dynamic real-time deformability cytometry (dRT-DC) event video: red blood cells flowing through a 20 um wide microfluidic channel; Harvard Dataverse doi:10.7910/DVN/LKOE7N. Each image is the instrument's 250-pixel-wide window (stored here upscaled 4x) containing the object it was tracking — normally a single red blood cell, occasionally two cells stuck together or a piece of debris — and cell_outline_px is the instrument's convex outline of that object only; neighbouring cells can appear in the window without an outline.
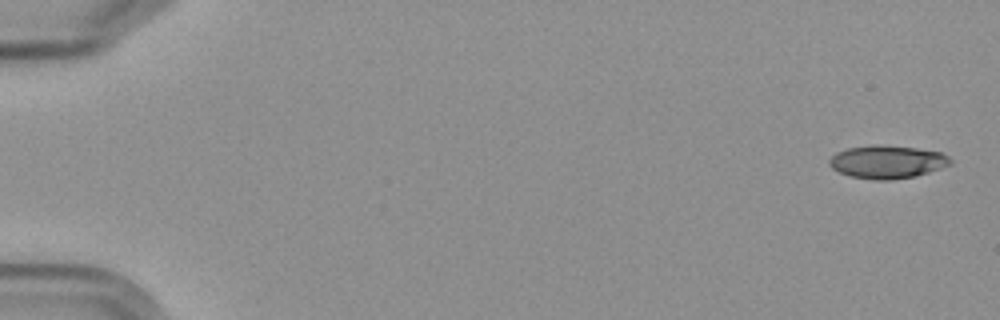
{"species": "Egyptian fruit bat (a non-hibernating species)", "species_latin": "Rousettus aegyptiacus", "temperature_condition": "cold", "stored_images_in_passage": 7, "camera_frame_rate_fps": 3000, "um_per_image_px": 0.085, "frame": {"image": 1, "passage_image": 1, "time_ms": 0.0, "image_size_px": [1000, 320], "cell_outline_px": [[952, 164], [928, 172], [912, 176], [892, 180], [872, 180], [848, 176], [832, 168], [828, 164], [828, 160], [836, 152], [848, 148], [916, 148], [940, 152], [948, 156], [952, 160]], "centroid_in_image_um": [75.41, 13.82], "position_along_channel_um": 9.6, "area_um2": 22.31}}
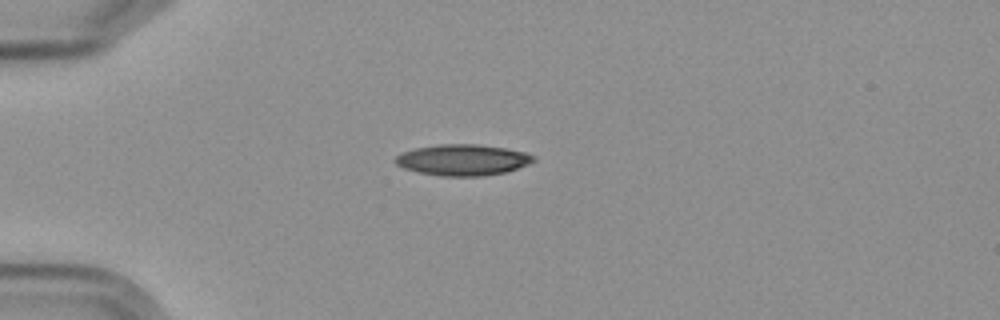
{"frame": {"image": 2, "passage_image": 5, "time_ms": 4.667, "image_size_px": [1000, 320], "cell_outline_px": [[536, 160], [528, 164], [504, 172], [484, 176], [440, 176], [420, 172], [404, 168], [396, 164], [392, 160], [396, 156], [404, 152], [416, 148], [440, 144], [476, 144], [504, 148], [524, 152], [536, 156]], "centroid_in_image_um": [39.33, 13.59], "position_along_channel_um": 45.7, "area_um2": 24.85}}
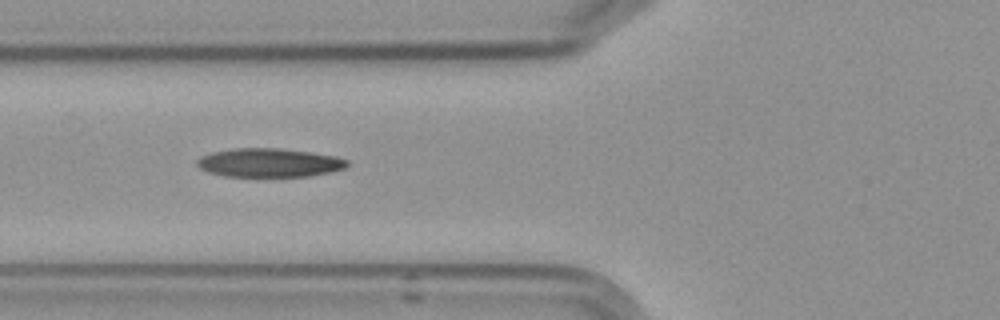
{"frame": {"image": 3, "passage_image": 7, "time_ms": 7.0, "image_size_px": [1000, 320], "cell_outline_px": [[348, 164], [344, 168], [328, 172], [308, 176], [224, 176], [208, 172], [200, 168], [196, 164], [196, 160], [200, 156], [212, 152], [232, 148], [280, 148], [336, 156], [348, 160]], "centroid_in_image_um": [22.83, 13.82], "position_along_channel_um": 103.0, "area_um2": 25.03}}